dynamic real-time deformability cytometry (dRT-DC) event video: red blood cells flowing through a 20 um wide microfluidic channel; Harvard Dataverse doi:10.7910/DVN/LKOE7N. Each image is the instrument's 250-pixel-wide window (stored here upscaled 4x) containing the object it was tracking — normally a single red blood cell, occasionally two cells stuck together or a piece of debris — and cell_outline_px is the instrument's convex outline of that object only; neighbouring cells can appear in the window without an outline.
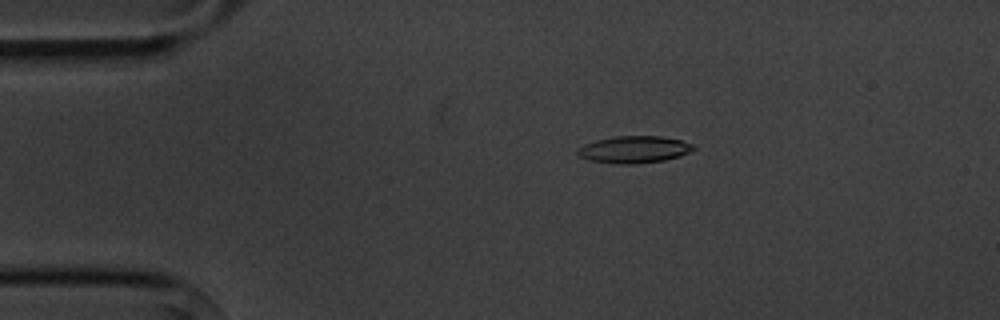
{"species": "common noctule bat (a hibernating species)", "species_latin": "Nyctalus noctula", "temperature_condition": "cold", "stored_images_in_passage": 5, "camera_frame_rate_fps": 3000, "um_per_image_px": 0.085, "animal": {"sex": "male", "body_mass_g": 20.1, "forearm_length_mm": 53.5}, "frame": {"image": 1, "passage_image": 3, "time_ms": 2.333, "image_size_px": [1000, 320], "cell_outline_px": [[696, 148], [680, 156], [664, 160], [632, 164], [620, 164], [588, 160], [580, 156], [576, 152], [576, 148], [584, 144], [596, 140], [616, 136], [660, 136], [680, 140], [692, 144]], "centroid_in_image_um": [53.86, 12.7], "position_along_channel_um": 31.1, "area_um2": 18.15}}
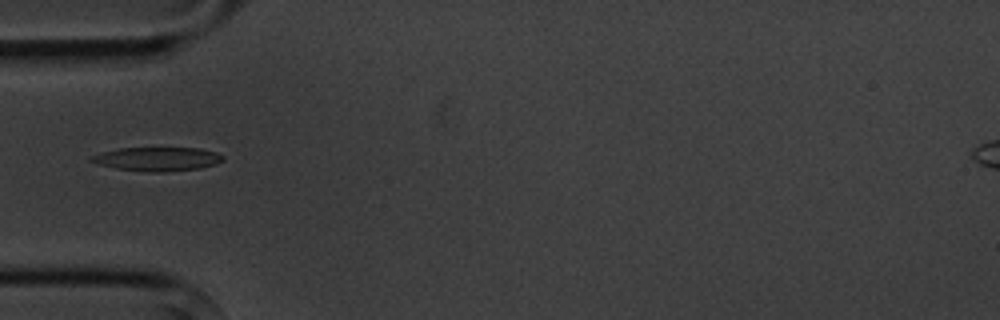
{"frame": {"image": 2, "passage_image": 5, "time_ms": 4.667, "image_size_px": [1000, 320], "cell_outline_px": [[224, 160], [216, 164], [200, 168], [164, 172], [148, 172], [116, 168], [100, 164], [88, 160], [88, 156], [100, 152], [120, 148], [200, 148], [216, 152], [224, 156]], "centroid_in_image_um": [13.37, 13.51], "position_along_channel_um": 71.6, "area_um2": 18.38}}